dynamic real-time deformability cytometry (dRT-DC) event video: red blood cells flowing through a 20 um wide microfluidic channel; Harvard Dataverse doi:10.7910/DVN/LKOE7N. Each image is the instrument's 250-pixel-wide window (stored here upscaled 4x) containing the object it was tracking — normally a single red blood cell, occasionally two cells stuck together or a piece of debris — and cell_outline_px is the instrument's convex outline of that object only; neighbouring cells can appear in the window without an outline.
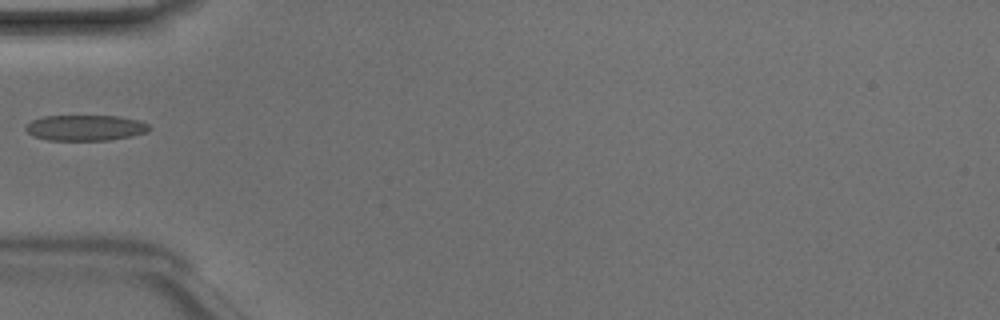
{"species": "Egyptian fruit bat (a non-hibernating species)", "species_latin": "Rousettus aegyptiacus", "temperature_condition": "room temperature", "stored_images_in_passage": 33, "camera_frame_rate_fps": 3000, "um_per_image_px": 0.085, "animal": {"sex": "male"}, "frame": {"image": 1, "passage_image": 1, "time_ms": 0.0, "image_size_px": [1000, 320], "cell_outline_px": [[152, 128], [148, 132], [108, 140], [48, 140], [32, 136], [24, 128], [32, 120], [44, 116], [120, 116], [140, 120], [148, 124]], "centroid_in_image_um": [7.27, 10.86], "position_along_channel_um": 77.7, "area_um2": 18.5}}
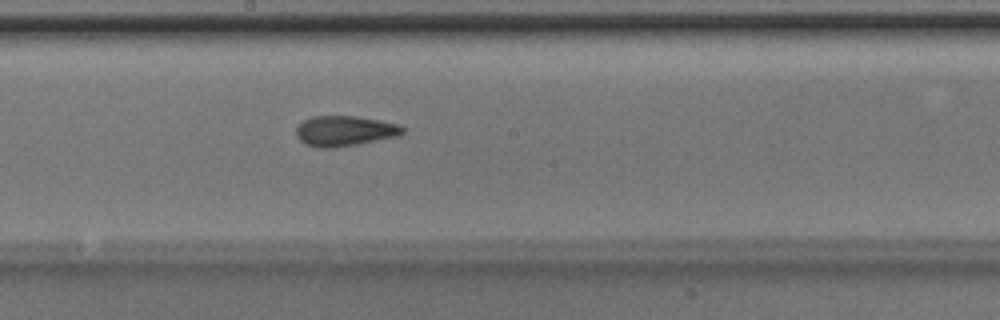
{"frame": {"image": 2, "passage_image": 11, "time_ms": 3.333, "image_size_px": [1000, 320], "cell_outline_px": [[404, 132], [400, 136], [356, 144], [332, 148], [320, 148], [304, 144], [296, 136], [296, 128], [304, 120], [312, 116], [356, 116], [396, 124], [404, 128]], "centroid_in_image_um": [29.27, 11.14], "position_along_channel_um": 218.9, "area_um2": 18.67}}
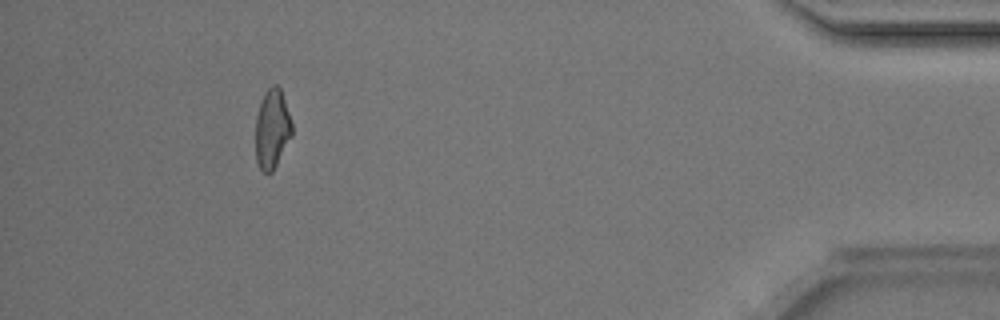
{"frame": {"image": 3, "passage_image": 29, "time_ms": 9.333, "image_size_px": [1000, 320], "cell_outline_px": [[292, 136], [272, 172], [264, 172], [260, 168], [256, 160], [256, 116], [260, 104], [268, 88], [272, 84], [276, 84], [280, 88], [292, 124]], "centroid_in_image_um": [23.13, 10.97], "position_along_channel_um": 412.1, "area_um2": 16.53}}